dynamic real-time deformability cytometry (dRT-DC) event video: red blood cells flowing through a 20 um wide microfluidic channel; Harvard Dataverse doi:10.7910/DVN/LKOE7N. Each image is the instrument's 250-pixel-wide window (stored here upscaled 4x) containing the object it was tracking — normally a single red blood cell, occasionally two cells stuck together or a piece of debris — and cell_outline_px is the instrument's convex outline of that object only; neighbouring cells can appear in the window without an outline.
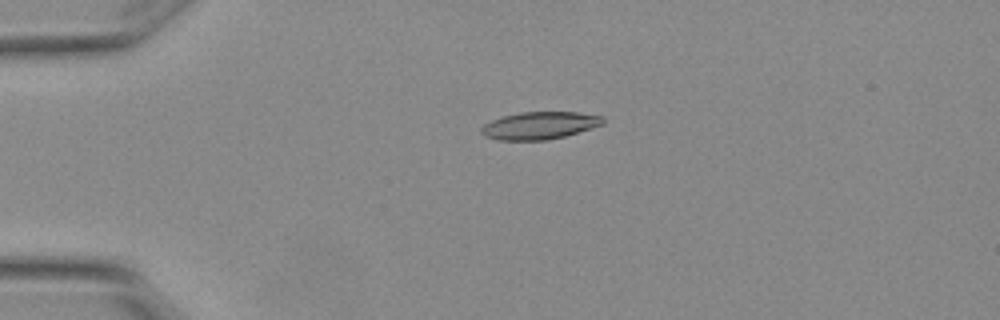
{"species": "Egyptian fruit bat (a non-hibernating species)", "species_latin": "Rousettus aegyptiacus", "temperature_condition": "warm", "stored_images_in_passage": 2, "camera_frame_rate_fps": 3000, "um_per_image_px": 0.085, "animal": {"sex": "female"}, "frame": {"image": 1, "passage_image": 1, "time_ms": 0.0, "image_size_px": [1000, 320], "cell_outline_px": [[604, 124], [564, 136], [544, 140], [496, 140], [484, 136], [480, 132], [480, 128], [484, 124], [500, 116], [520, 112], [576, 112], [604, 116]], "centroid_in_image_um": [45.82, 10.66], "position_along_channel_um": 39.2, "area_um2": 19.54}}
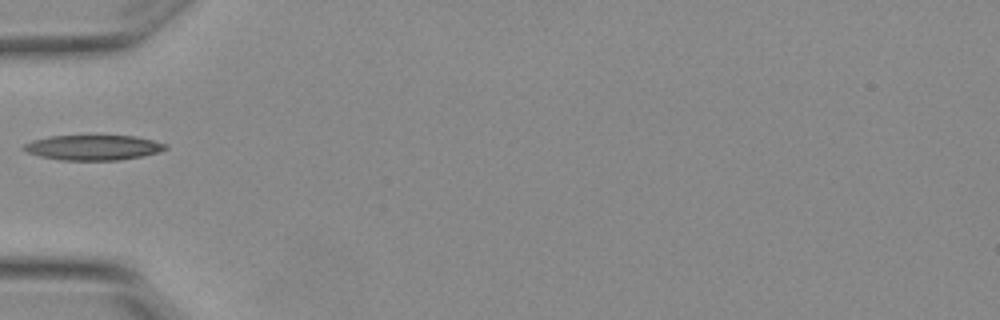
{"frame": {"image": 2, "passage_image": 2, "time_ms": 0.333, "image_size_px": [1000, 320], "cell_outline_px": [[168, 148], [160, 152], [144, 156], [120, 160], [60, 160], [40, 156], [24, 152], [20, 148], [24, 144], [32, 140], [48, 136], [136, 136], [168, 144]], "centroid_in_image_um": [7.91, 12.54], "position_along_channel_um": 77.1, "area_um2": 20.98}}